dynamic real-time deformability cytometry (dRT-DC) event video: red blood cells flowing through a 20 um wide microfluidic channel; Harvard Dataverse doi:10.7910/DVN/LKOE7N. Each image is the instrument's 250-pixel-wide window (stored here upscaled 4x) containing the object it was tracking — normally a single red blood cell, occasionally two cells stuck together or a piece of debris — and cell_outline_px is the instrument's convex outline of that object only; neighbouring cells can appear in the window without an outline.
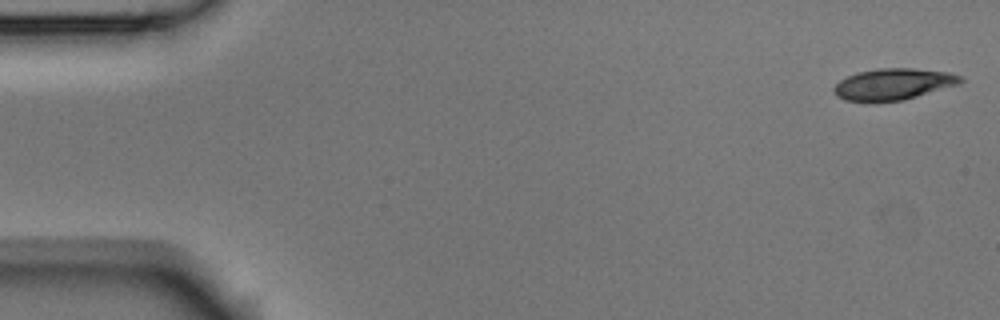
{"species": "Egyptian fruit bat (a non-hibernating species)", "species_latin": "Rousettus aegyptiacus", "temperature_condition": "room temperature", "stored_images_in_passage": 5, "camera_frame_rate_fps": 3000, "um_per_image_px": 0.085, "animal": {"sex": "male"}, "frame": {"image": 1, "passage_image": 1, "time_ms": 0.0, "image_size_px": [1000, 320], "cell_outline_px": [[964, 80], [960, 84], [904, 100], [872, 104], [844, 100], [836, 96], [832, 88], [840, 80], [856, 72], [880, 68], [912, 68], [948, 72], [964, 76]], "centroid_in_image_um": [75.91, 7.18], "position_along_channel_um": 9.1, "area_um2": 23.87}}
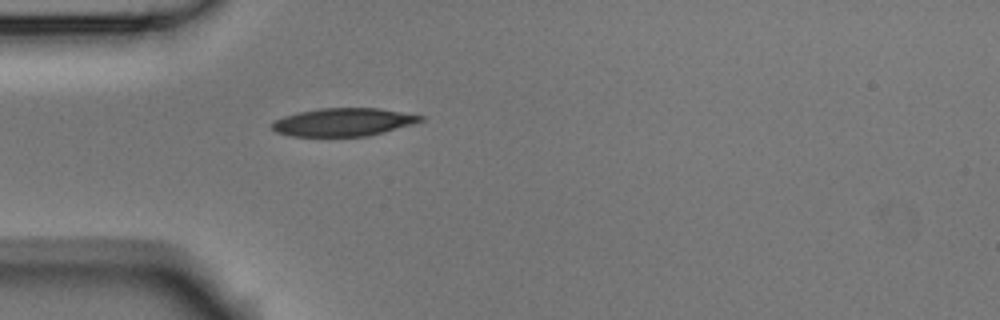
{"frame": {"image": 2, "passage_image": 5, "time_ms": 1.333, "image_size_px": [1000, 320], "cell_outline_px": [[424, 120], [412, 124], [368, 136], [292, 136], [276, 132], [272, 128], [272, 120], [296, 112], [320, 108], [380, 108], [424, 116]], "centroid_in_image_um": [29.15, 10.37], "position_along_channel_um": 55.8, "area_um2": 24.22}}